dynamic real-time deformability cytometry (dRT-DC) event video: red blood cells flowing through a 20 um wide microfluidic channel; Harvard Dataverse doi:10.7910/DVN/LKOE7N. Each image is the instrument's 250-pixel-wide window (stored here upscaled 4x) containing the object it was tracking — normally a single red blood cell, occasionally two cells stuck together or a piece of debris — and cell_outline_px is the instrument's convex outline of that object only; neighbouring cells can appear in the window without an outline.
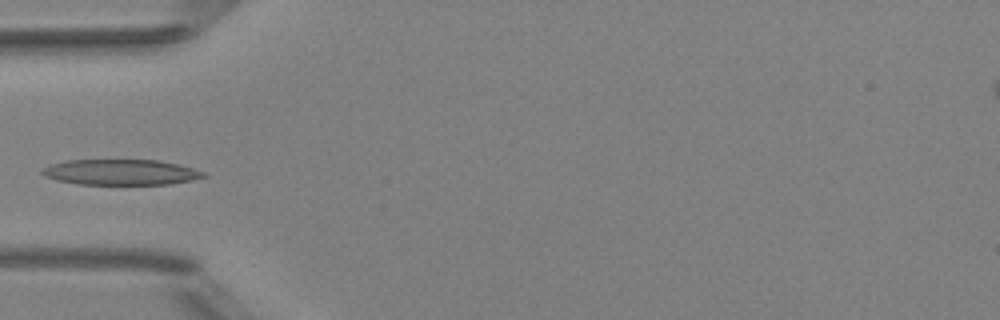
{"species": "Egyptian fruit bat (a non-hibernating species)", "species_latin": "Rousettus aegyptiacus", "temperature_condition": "room temperature", "stored_images_in_passage": 5, "camera_frame_rate_fps": 3000, "um_per_image_px": 0.085, "animal": {"sex": "female"}, "frame": {"image": 1, "passage_image": 4, "time_ms": 1.0, "image_size_px": [1000, 320], "cell_outline_px": [[208, 176], [192, 180], [168, 184], [76, 184], [56, 180], [44, 176], [40, 172], [40, 168], [48, 164], [68, 160], [160, 160], [192, 168], [204, 172]], "centroid_in_image_um": [10.2, 14.63], "position_along_channel_um": 74.8, "area_um2": 24.16}}
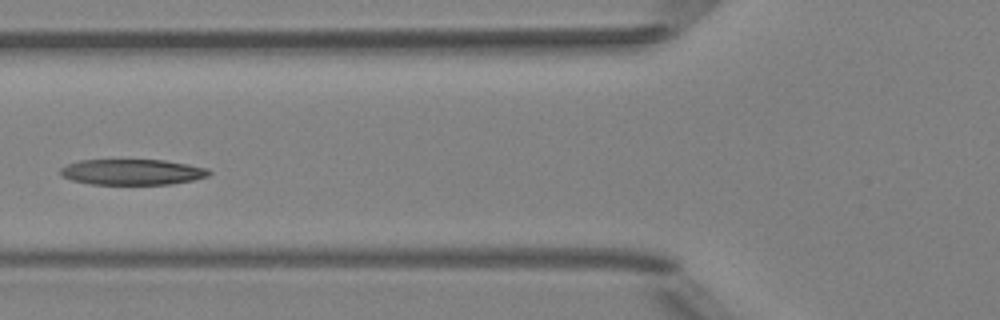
{"frame": {"image": 2, "passage_image": 5, "time_ms": 1.333, "image_size_px": [1000, 320], "cell_outline_px": [[212, 172], [208, 176], [192, 180], [168, 184], [88, 184], [72, 180], [60, 176], [60, 168], [68, 164], [80, 160], [164, 160], [188, 164], [208, 168]], "centroid_in_image_um": [11.22, 14.62], "position_along_channel_um": 114.6, "area_um2": 22.25}}